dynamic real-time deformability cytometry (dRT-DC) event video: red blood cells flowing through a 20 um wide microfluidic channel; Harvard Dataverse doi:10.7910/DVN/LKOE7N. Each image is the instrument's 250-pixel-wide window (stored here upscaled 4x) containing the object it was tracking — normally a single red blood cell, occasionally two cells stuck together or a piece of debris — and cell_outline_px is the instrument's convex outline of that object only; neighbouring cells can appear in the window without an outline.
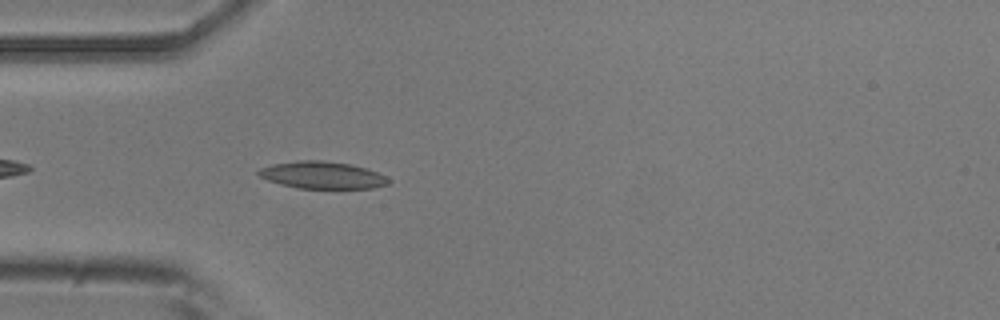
{"species": "common noctule bat (a hibernating species)", "species_latin": "Nyctalus noctula", "temperature_condition": "room temperature", "stored_images_in_passage": 12, "camera_frame_rate_fps": 3000, "um_per_image_px": 0.085, "animal": {"sex": "male", "body_mass_g": 20.5, "forearm_length_mm": 52.5}, "frame": {"image": 1, "passage_image": 2, "time_ms": 0.333, "image_size_px": [1000, 320], "cell_outline_px": [[392, 180], [388, 184], [372, 188], [296, 188], [280, 184], [268, 180], [260, 176], [256, 172], [260, 168], [272, 164], [296, 160], [324, 160], [352, 164], [376, 172]], "centroid_in_image_um": [27.37, 14.88], "position_along_channel_um": 57.6, "area_um2": 20.58}}
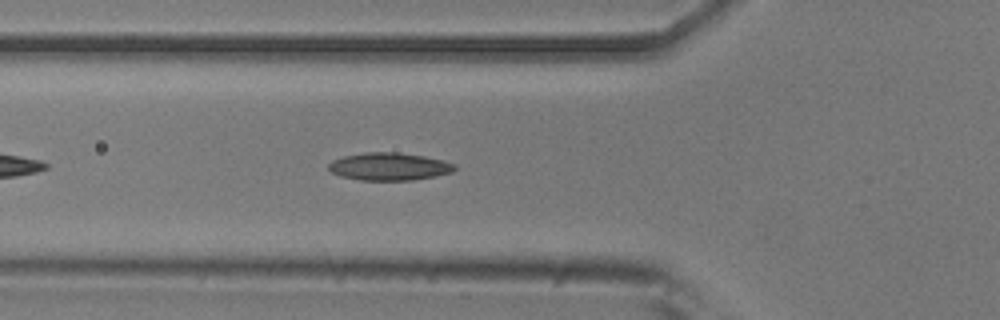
{"frame": {"image": 2, "passage_image": 5, "time_ms": 1.333, "image_size_px": [1000, 320], "cell_outline_px": [[456, 168], [452, 172], [436, 176], [412, 180], [360, 180], [340, 176], [332, 172], [328, 168], [328, 164], [332, 160], [344, 156], [364, 152], [396, 152], [424, 156], [456, 164]], "centroid_in_image_um": [33.06, 14.15], "position_along_channel_um": 92.7, "area_um2": 20.29}}
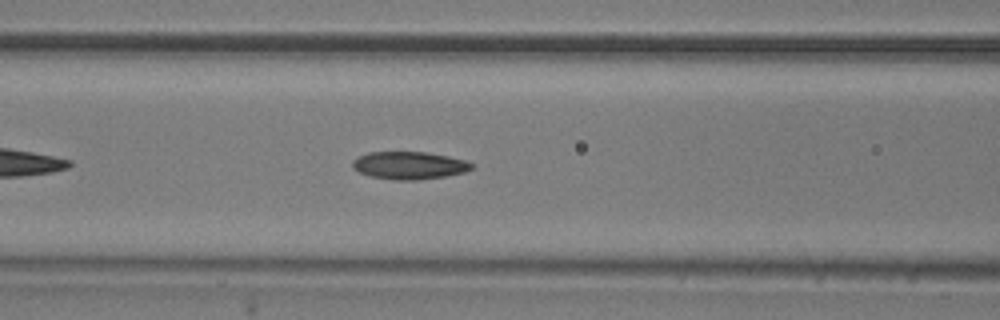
{"frame": {"image": 3, "passage_image": 8, "time_ms": 2.333, "image_size_px": [1000, 320], "cell_outline_px": [[472, 168], [464, 172], [444, 176], [416, 180], [392, 180], [372, 176], [360, 172], [352, 168], [352, 160], [368, 152], [428, 152], [448, 156], [464, 160], [472, 164]], "centroid_in_image_um": [34.75, 14.05], "position_along_channel_um": 131.8, "area_um2": 19.02}}